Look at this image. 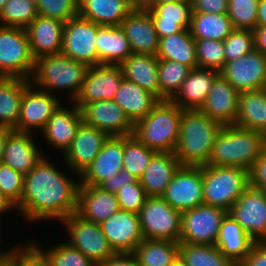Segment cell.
<instances>
[{
  "mask_svg": "<svg viewBox=\"0 0 266 266\" xmlns=\"http://www.w3.org/2000/svg\"><path fill=\"white\" fill-rule=\"evenodd\" d=\"M49 154L52 153L24 175L23 195L15 207L28 225L45 224L49 220L60 224L77 210L80 175L72 172L64 162L65 168H61L66 170L58 168L57 159L52 161Z\"/></svg>",
  "mask_w": 266,
  "mask_h": 266,
  "instance_id": "obj_1",
  "label": "cell"
},
{
  "mask_svg": "<svg viewBox=\"0 0 266 266\" xmlns=\"http://www.w3.org/2000/svg\"><path fill=\"white\" fill-rule=\"evenodd\" d=\"M88 68L87 64L62 53L44 55L35 60L30 82L59 98L67 94L64 97L69 103L73 102L78 95Z\"/></svg>",
  "mask_w": 266,
  "mask_h": 266,
  "instance_id": "obj_2",
  "label": "cell"
},
{
  "mask_svg": "<svg viewBox=\"0 0 266 266\" xmlns=\"http://www.w3.org/2000/svg\"><path fill=\"white\" fill-rule=\"evenodd\" d=\"M222 125L200 110H182L179 139L174 154L181 165L202 166L208 162L215 137Z\"/></svg>",
  "mask_w": 266,
  "mask_h": 266,
  "instance_id": "obj_3",
  "label": "cell"
},
{
  "mask_svg": "<svg viewBox=\"0 0 266 266\" xmlns=\"http://www.w3.org/2000/svg\"><path fill=\"white\" fill-rule=\"evenodd\" d=\"M266 136L235 125L222 126L215 137L207 165L235 166L249 170L261 156Z\"/></svg>",
  "mask_w": 266,
  "mask_h": 266,
  "instance_id": "obj_4",
  "label": "cell"
},
{
  "mask_svg": "<svg viewBox=\"0 0 266 266\" xmlns=\"http://www.w3.org/2000/svg\"><path fill=\"white\" fill-rule=\"evenodd\" d=\"M182 109L171 100L159 101L134 125L133 135L156 152H174L179 139Z\"/></svg>",
  "mask_w": 266,
  "mask_h": 266,
  "instance_id": "obj_5",
  "label": "cell"
},
{
  "mask_svg": "<svg viewBox=\"0 0 266 266\" xmlns=\"http://www.w3.org/2000/svg\"><path fill=\"white\" fill-rule=\"evenodd\" d=\"M203 204L229 211L249 186L248 170L235 166L202 165Z\"/></svg>",
  "mask_w": 266,
  "mask_h": 266,
  "instance_id": "obj_6",
  "label": "cell"
},
{
  "mask_svg": "<svg viewBox=\"0 0 266 266\" xmlns=\"http://www.w3.org/2000/svg\"><path fill=\"white\" fill-rule=\"evenodd\" d=\"M34 67L26 30L0 25V75L30 80Z\"/></svg>",
  "mask_w": 266,
  "mask_h": 266,
  "instance_id": "obj_7",
  "label": "cell"
},
{
  "mask_svg": "<svg viewBox=\"0 0 266 266\" xmlns=\"http://www.w3.org/2000/svg\"><path fill=\"white\" fill-rule=\"evenodd\" d=\"M65 234L62 237L67 243L81 251L96 265L115 252L103 234L100 224L86 221L76 213L66 217L61 222Z\"/></svg>",
  "mask_w": 266,
  "mask_h": 266,
  "instance_id": "obj_8",
  "label": "cell"
},
{
  "mask_svg": "<svg viewBox=\"0 0 266 266\" xmlns=\"http://www.w3.org/2000/svg\"><path fill=\"white\" fill-rule=\"evenodd\" d=\"M181 214L162 197L148 196L138 214L143 238L179 242Z\"/></svg>",
  "mask_w": 266,
  "mask_h": 266,
  "instance_id": "obj_9",
  "label": "cell"
},
{
  "mask_svg": "<svg viewBox=\"0 0 266 266\" xmlns=\"http://www.w3.org/2000/svg\"><path fill=\"white\" fill-rule=\"evenodd\" d=\"M227 213L225 209L205 204L182 212L179 243L215 245Z\"/></svg>",
  "mask_w": 266,
  "mask_h": 266,
  "instance_id": "obj_10",
  "label": "cell"
},
{
  "mask_svg": "<svg viewBox=\"0 0 266 266\" xmlns=\"http://www.w3.org/2000/svg\"><path fill=\"white\" fill-rule=\"evenodd\" d=\"M62 99L63 97L59 98L30 83L24 90L18 123L13 130L34 134L40 133L49 118L63 103Z\"/></svg>",
  "mask_w": 266,
  "mask_h": 266,
  "instance_id": "obj_11",
  "label": "cell"
},
{
  "mask_svg": "<svg viewBox=\"0 0 266 266\" xmlns=\"http://www.w3.org/2000/svg\"><path fill=\"white\" fill-rule=\"evenodd\" d=\"M99 27L79 15L64 22L61 53L88 66L98 65L95 39Z\"/></svg>",
  "mask_w": 266,
  "mask_h": 266,
  "instance_id": "obj_12",
  "label": "cell"
},
{
  "mask_svg": "<svg viewBox=\"0 0 266 266\" xmlns=\"http://www.w3.org/2000/svg\"><path fill=\"white\" fill-rule=\"evenodd\" d=\"M228 214L255 242H266L265 191L249 185L230 207Z\"/></svg>",
  "mask_w": 266,
  "mask_h": 266,
  "instance_id": "obj_13",
  "label": "cell"
},
{
  "mask_svg": "<svg viewBox=\"0 0 266 266\" xmlns=\"http://www.w3.org/2000/svg\"><path fill=\"white\" fill-rule=\"evenodd\" d=\"M203 192L202 166L181 165L161 197L182 213L202 205Z\"/></svg>",
  "mask_w": 266,
  "mask_h": 266,
  "instance_id": "obj_14",
  "label": "cell"
},
{
  "mask_svg": "<svg viewBox=\"0 0 266 266\" xmlns=\"http://www.w3.org/2000/svg\"><path fill=\"white\" fill-rule=\"evenodd\" d=\"M220 75L239 93L266 88V55L254 48L245 56L226 62Z\"/></svg>",
  "mask_w": 266,
  "mask_h": 266,
  "instance_id": "obj_15",
  "label": "cell"
},
{
  "mask_svg": "<svg viewBox=\"0 0 266 266\" xmlns=\"http://www.w3.org/2000/svg\"><path fill=\"white\" fill-rule=\"evenodd\" d=\"M65 104L64 101L57 108L49 118L44 129L38 134L44 140H40V142L45 143V146H50L54 151L52 156L55 154V151H57L58 156L64 154L76 136L80 124L83 122L81 110L73 102H69L70 105L68 103Z\"/></svg>",
  "mask_w": 266,
  "mask_h": 266,
  "instance_id": "obj_16",
  "label": "cell"
},
{
  "mask_svg": "<svg viewBox=\"0 0 266 266\" xmlns=\"http://www.w3.org/2000/svg\"><path fill=\"white\" fill-rule=\"evenodd\" d=\"M123 79L119 65L89 66L73 103L80 109L94 101L113 100Z\"/></svg>",
  "mask_w": 266,
  "mask_h": 266,
  "instance_id": "obj_17",
  "label": "cell"
},
{
  "mask_svg": "<svg viewBox=\"0 0 266 266\" xmlns=\"http://www.w3.org/2000/svg\"><path fill=\"white\" fill-rule=\"evenodd\" d=\"M80 110L85 124L104 131L108 136H131L134 133V124L113 100L84 104Z\"/></svg>",
  "mask_w": 266,
  "mask_h": 266,
  "instance_id": "obj_18",
  "label": "cell"
},
{
  "mask_svg": "<svg viewBox=\"0 0 266 266\" xmlns=\"http://www.w3.org/2000/svg\"><path fill=\"white\" fill-rule=\"evenodd\" d=\"M38 137V134L12 129L5 141L2 163L23 175L29 173L48 153L41 150Z\"/></svg>",
  "mask_w": 266,
  "mask_h": 266,
  "instance_id": "obj_19",
  "label": "cell"
},
{
  "mask_svg": "<svg viewBox=\"0 0 266 266\" xmlns=\"http://www.w3.org/2000/svg\"><path fill=\"white\" fill-rule=\"evenodd\" d=\"M108 135L82 122L61 161L72 171L81 175L100 152Z\"/></svg>",
  "mask_w": 266,
  "mask_h": 266,
  "instance_id": "obj_20",
  "label": "cell"
},
{
  "mask_svg": "<svg viewBox=\"0 0 266 266\" xmlns=\"http://www.w3.org/2000/svg\"><path fill=\"white\" fill-rule=\"evenodd\" d=\"M143 6L151 15L159 39L190 27L191 0L147 1Z\"/></svg>",
  "mask_w": 266,
  "mask_h": 266,
  "instance_id": "obj_21",
  "label": "cell"
},
{
  "mask_svg": "<svg viewBox=\"0 0 266 266\" xmlns=\"http://www.w3.org/2000/svg\"><path fill=\"white\" fill-rule=\"evenodd\" d=\"M100 226L114 252H134L144 239L139 215L133 212L119 210Z\"/></svg>",
  "mask_w": 266,
  "mask_h": 266,
  "instance_id": "obj_22",
  "label": "cell"
},
{
  "mask_svg": "<svg viewBox=\"0 0 266 266\" xmlns=\"http://www.w3.org/2000/svg\"><path fill=\"white\" fill-rule=\"evenodd\" d=\"M123 168V136H109L92 163L80 175V185L107 182Z\"/></svg>",
  "mask_w": 266,
  "mask_h": 266,
  "instance_id": "obj_23",
  "label": "cell"
},
{
  "mask_svg": "<svg viewBox=\"0 0 266 266\" xmlns=\"http://www.w3.org/2000/svg\"><path fill=\"white\" fill-rule=\"evenodd\" d=\"M120 26L129 40L132 53L157 54L159 38L151 15L144 6H136Z\"/></svg>",
  "mask_w": 266,
  "mask_h": 266,
  "instance_id": "obj_24",
  "label": "cell"
},
{
  "mask_svg": "<svg viewBox=\"0 0 266 266\" xmlns=\"http://www.w3.org/2000/svg\"><path fill=\"white\" fill-rule=\"evenodd\" d=\"M238 98L239 92L219 75L199 110L222 126L234 125L237 118Z\"/></svg>",
  "mask_w": 266,
  "mask_h": 266,
  "instance_id": "obj_25",
  "label": "cell"
},
{
  "mask_svg": "<svg viewBox=\"0 0 266 266\" xmlns=\"http://www.w3.org/2000/svg\"><path fill=\"white\" fill-rule=\"evenodd\" d=\"M120 210L117 196L96 185H79L76 214L97 224Z\"/></svg>",
  "mask_w": 266,
  "mask_h": 266,
  "instance_id": "obj_26",
  "label": "cell"
},
{
  "mask_svg": "<svg viewBox=\"0 0 266 266\" xmlns=\"http://www.w3.org/2000/svg\"><path fill=\"white\" fill-rule=\"evenodd\" d=\"M64 22L37 15L26 28L33 58L61 53Z\"/></svg>",
  "mask_w": 266,
  "mask_h": 266,
  "instance_id": "obj_27",
  "label": "cell"
},
{
  "mask_svg": "<svg viewBox=\"0 0 266 266\" xmlns=\"http://www.w3.org/2000/svg\"><path fill=\"white\" fill-rule=\"evenodd\" d=\"M219 75L220 72L212 69H192L171 101L182 110H199Z\"/></svg>",
  "mask_w": 266,
  "mask_h": 266,
  "instance_id": "obj_28",
  "label": "cell"
},
{
  "mask_svg": "<svg viewBox=\"0 0 266 266\" xmlns=\"http://www.w3.org/2000/svg\"><path fill=\"white\" fill-rule=\"evenodd\" d=\"M136 6L132 0H78V15L99 26H120Z\"/></svg>",
  "mask_w": 266,
  "mask_h": 266,
  "instance_id": "obj_29",
  "label": "cell"
},
{
  "mask_svg": "<svg viewBox=\"0 0 266 266\" xmlns=\"http://www.w3.org/2000/svg\"><path fill=\"white\" fill-rule=\"evenodd\" d=\"M180 166L174 152H157L139 179L147 196L161 197Z\"/></svg>",
  "mask_w": 266,
  "mask_h": 266,
  "instance_id": "obj_30",
  "label": "cell"
},
{
  "mask_svg": "<svg viewBox=\"0 0 266 266\" xmlns=\"http://www.w3.org/2000/svg\"><path fill=\"white\" fill-rule=\"evenodd\" d=\"M119 66L124 79L138 84L160 101L156 55L132 53Z\"/></svg>",
  "mask_w": 266,
  "mask_h": 266,
  "instance_id": "obj_31",
  "label": "cell"
},
{
  "mask_svg": "<svg viewBox=\"0 0 266 266\" xmlns=\"http://www.w3.org/2000/svg\"><path fill=\"white\" fill-rule=\"evenodd\" d=\"M95 43L98 65H120L132 54L129 40L121 26H100Z\"/></svg>",
  "mask_w": 266,
  "mask_h": 266,
  "instance_id": "obj_32",
  "label": "cell"
},
{
  "mask_svg": "<svg viewBox=\"0 0 266 266\" xmlns=\"http://www.w3.org/2000/svg\"><path fill=\"white\" fill-rule=\"evenodd\" d=\"M255 241L227 213L222 220L215 246L237 266L245 259Z\"/></svg>",
  "mask_w": 266,
  "mask_h": 266,
  "instance_id": "obj_33",
  "label": "cell"
},
{
  "mask_svg": "<svg viewBox=\"0 0 266 266\" xmlns=\"http://www.w3.org/2000/svg\"><path fill=\"white\" fill-rule=\"evenodd\" d=\"M234 125L266 136V88L239 93Z\"/></svg>",
  "mask_w": 266,
  "mask_h": 266,
  "instance_id": "obj_34",
  "label": "cell"
},
{
  "mask_svg": "<svg viewBox=\"0 0 266 266\" xmlns=\"http://www.w3.org/2000/svg\"><path fill=\"white\" fill-rule=\"evenodd\" d=\"M135 125L145 117L159 100L138 84L123 79L114 99Z\"/></svg>",
  "mask_w": 266,
  "mask_h": 266,
  "instance_id": "obj_35",
  "label": "cell"
},
{
  "mask_svg": "<svg viewBox=\"0 0 266 266\" xmlns=\"http://www.w3.org/2000/svg\"><path fill=\"white\" fill-rule=\"evenodd\" d=\"M29 79L0 75V126L14 129L18 123L24 90Z\"/></svg>",
  "mask_w": 266,
  "mask_h": 266,
  "instance_id": "obj_36",
  "label": "cell"
},
{
  "mask_svg": "<svg viewBox=\"0 0 266 266\" xmlns=\"http://www.w3.org/2000/svg\"><path fill=\"white\" fill-rule=\"evenodd\" d=\"M156 57L177 61L191 69L197 68L195 39L191 36L189 29L160 38Z\"/></svg>",
  "mask_w": 266,
  "mask_h": 266,
  "instance_id": "obj_37",
  "label": "cell"
},
{
  "mask_svg": "<svg viewBox=\"0 0 266 266\" xmlns=\"http://www.w3.org/2000/svg\"><path fill=\"white\" fill-rule=\"evenodd\" d=\"M233 30L227 13H192L189 32L194 39L224 41Z\"/></svg>",
  "mask_w": 266,
  "mask_h": 266,
  "instance_id": "obj_38",
  "label": "cell"
},
{
  "mask_svg": "<svg viewBox=\"0 0 266 266\" xmlns=\"http://www.w3.org/2000/svg\"><path fill=\"white\" fill-rule=\"evenodd\" d=\"M179 242L143 239L135 248L139 266H171L179 255Z\"/></svg>",
  "mask_w": 266,
  "mask_h": 266,
  "instance_id": "obj_39",
  "label": "cell"
},
{
  "mask_svg": "<svg viewBox=\"0 0 266 266\" xmlns=\"http://www.w3.org/2000/svg\"><path fill=\"white\" fill-rule=\"evenodd\" d=\"M32 239L29 241L46 257L51 266H97L92 260L64 239L58 243L54 241L53 245L46 248L36 239L35 241Z\"/></svg>",
  "mask_w": 266,
  "mask_h": 266,
  "instance_id": "obj_40",
  "label": "cell"
},
{
  "mask_svg": "<svg viewBox=\"0 0 266 266\" xmlns=\"http://www.w3.org/2000/svg\"><path fill=\"white\" fill-rule=\"evenodd\" d=\"M192 69L177 61L158 59L160 101L171 100Z\"/></svg>",
  "mask_w": 266,
  "mask_h": 266,
  "instance_id": "obj_41",
  "label": "cell"
},
{
  "mask_svg": "<svg viewBox=\"0 0 266 266\" xmlns=\"http://www.w3.org/2000/svg\"><path fill=\"white\" fill-rule=\"evenodd\" d=\"M179 255L189 266H237L215 245L180 243Z\"/></svg>",
  "mask_w": 266,
  "mask_h": 266,
  "instance_id": "obj_42",
  "label": "cell"
},
{
  "mask_svg": "<svg viewBox=\"0 0 266 266\" xmlns=\"http://www.w3.org/2000/svg\"><path fill=\"white\" fill-rule=\"evenodd\" d=\"M156 153L134 135L123 136V169L138 180Z\"/></svg>",
  "mask_w": 266,
  "mask_h": 266,
  "instance_id": "obj_43",
  "label": "cell"
},
{
  "mask_svg": "<svg viewBox=\"0 0 266 266\" xmlns=\"http://www.w3.org/2000/svg\"><path fill=\"white\" fill-rule=\"evenodd\" d=\"M37 15L36 5L30 0H9L0 12V25L25 29Z\"/></svg>",
  "mask_w": 266,
  "mask_h": 266,
  "instance_id": "obj_44",
  "label": "cell"
},
{
  "mask_svg": "<svg viewBox=\"0 0 266 266\" xmlns=\"http://www.w3.org/2000/svg\"><path fill=\"white\" fill-rule=\"evenodd\" d=\"M197 64L200 68L220 72L225 63L224 42L209 39H195Z\"/></svg>",
  "mask_w": 266,
  "mask_h": 266,
  "instance_id": "obj_45",
  "label": "cell"
},
{
  "mask_svg": "<svg viewBox=\"0 0 266 266\" xmlns=\"http://www.w3.org/2000/svg\"><path fill=\"white\" fill-rule=\"evenodd\" d=\"M259 0H228V16L234 29L253 30L257 22Z\"/></svg>",
  "mask_w": 266,
  "mask_h": 266,
  "instance_id": "obj_46",
  "label": "cell"
},
{
  "mask_svg": "<svg viewBox=\"0 0 266 266\" xmlns=\"http://www.w3.org/2000/svg\"><path fill=\"white\" fill-rule=\"evenodd\" d=\"M226 62L237 60L255 48L253 30L234 29L223 41Z\"/></svg>",
  "mask_w": 266,
  "mask_h": 266,
  "instance_id": "obj_47",
  "label": "cell"
},
{
  "mask_svg": "<svg viewBox=\"0 0 266 266\" xmlns=\"http://www.w3.org/2000/svg\"><path fill=\"white\" fill-rule=\"evenodd\" d=\"M37 14L67 22L78 15V0H38Z\"/></svg>",
  "mask_w": 266,
  "mask_h": 266,
  "instance_id": "obj_48",
  "label": "cell"
},
{
  "mask_svg": "<svg viewBox=\"0 0 266 266\" xmlns=\"http://www.w3.org/2000/svg\"><path fill=\"white\" fill-rule=\"evenodd\" d=\"M24 175L0 163V191L16 206L23 195Z\"/></svg>",
  "mask_w": 266,
  "mask_h": 266,
  "instance_id": "obj_49",
  "label": "cell"
},
{
  "mask_svg": "<svg viewBox=\"0 0 266 266\" xmlns=\"http://www.w3.org/2000/svg\"><path fill=\"white\" fill-rule=\"evenodd\" d=\"M116 196L120 210L136 214H139L148 197L138 179L135 182L123 185Z\"/></svg>",
  "mask_w": 266,
  "mask_h": 266,
  "instance_id": "obj_50",
  "label": "cell"
},
{
  "mask_svg": "<svg viewBox=\"0 0 266 266\" xmlns=\"http://www.w3.org/2000/svg\"><path fill=\"white\" fill-rule=\"evenodd\" d=\"M17 244L18 266H51L46 257L29 241Z\"/></svg>",
  "mask_w": 266,
  "mask_h": 266,
  "instance_id": "obj_51",
  "label": "cell"
},
{
  "mask_svg": "<svg viewBox=\"0 0 266 266\" xmlns=\"http://www.w3.org/2000/svg\"><path fill=\"white\" fill-rule=\"evenodd\" d=\"M249 185L266 192V142L261 156L248 170Z\"/></svg>",
  "mask_w": 266,
  "mask_h": 266,
  "instance_id": "obj_52",
  "label": "cell"
},
{
  "mask_svg": "<svg viewBox=\"0 0 266 266\" xmlns=\"http://www.w3.org/2000/svg\"><path fill=\"white\" fill-rule=\"evenodd\" d=\"M192 12L224 14L228 12V0H191Z\"/></svg>",
  "mask_w": 266,
  "mask_h": 266,
  "instance_id": "obj_53",
  "label": "cell"
},
{
  "mask_svg": "<svg viewBox=\"0 0 266 266\" xmlns=\"http://www.w3.org/2000/svg\"><path fill=\"white\" fill-rule=\"evenodd\" d=\"M136 180L137 178L129 174L126 169L122 168V170L118 174H115L112 179L107 182L100 183L98 187L103 191L116 194L123 185L135 182Z\"/></svg>",
  "mask_w": 266,
  "mask_h": 266,
  "instance_id": "obj_54",
  "label": "cell"
},
{
  "mask_svg": "<svg viewBox=\"0 0 266 266\" xmlns=\"http://www.w3.org/2000/svg\"><path fill=\"white\" fill-rule=\"evenodd\" d=\"M238 266H266V242H255Z\"/></svg>",
  "mask_w": 266,
  "mask_h": 266,
  "instance_id": "obj_55",
  "label": "cell"
},
{
  "mask_svg": "<svg viewBox=\"0 0 266 266\" xmlns=\"http://www.w3.org/2000/svg\"><path fill=\"white\" fill-rule=\"evenodd\" d=\"M97 266H139L133 252H115Z\"/></svg>",
  "mask_w": 266,
  "mask_h": 266,
  "instance_id": "obj_56",
  "label": "cell"
},
{
  "mask_svg": "<svg viewBox=\"0 0 266 266\" xmlns=\"http://www.w3.org/2000/svg\"><path fill=\"white\" fill-rule=\"evenodd\" d=\"M0 266H18L17 265V243L11 247L7 245L6 249H0Z\"/></svg>",
  "mask_w": 266,
  "mask_h": 266,
  "instance_id": "obj_57",
  "label": "cell"
},
{
  "mask_svg": "<svg viewBox=\"0 0 266 266\" xmlns=\"http://www.w3.org/2000/svg\"><path fill=\"white\" fill-rule=\"evenodd\" d=\"M253 33L255 49L266 55V26H256Z\"/></svg>",
  "mask_w": 266,
  "mask_h": 266,
  "instance_id": "obj_58",
  "label": "cell"
},
{
  "mask_svg": "<svg viewBox=\"0 0 266 266\" xmlns=\"http://www.w3.org/2000/svg\"><path fill=\"white\" fill-rule=\"evenodd\" d=\"M10 212H16V207L5 197V195L0 191V235L3 233L2 232V225L4 223V220H7L3 217H5V215H8ZM4 215V216H3ZM3 216V217H2ZM3 222V223H1Z\"/></svg>",
  "mask_w": 266,
  "mask_h": 266,
  "instance_id": "obj_59",
  "label": "cell"
},
{
  "mask_svg": "<svg viewBox=\"0 0 266 266\" xmlns=\"http://www.w3.org/2000/svg\"><path fill=\"white\" fill-rule=\"evenodd\" d=\"M256 26H266V0H259Z\"/></svg>",
  "mask_w": 266,
  "mask_h": 266,
  "instance_id": "obj_60",
  "label": "cell"
},
{
  "mask_svg": "<svg viewBox=\"0 0 266 266\" xmlns=\"http://www.w3.org/2000/svg\"><path fill=\"white\" fill-rule=\"evenodd\" d=\"M11 130V128L0 126V163H2L5 141Z\"/></svg>",
  "mask_w": 266,
  "mask_h": 266,
  "instance_id": "obj_61",
  "label": "cell"
},
{
  "mask_svg": "<svg viewBox=\"0 0 266 266\" xmlns=\"http://www.w3.org/2000/svg\"><path fill=\"white\" fill-rule=\"evenodd\" d=\"M171 266H189V265L180 255H178L177 258L173 261Z\"/></svg>",
  "mask_w": 266,
  "mask_h": 266,
  "instance_id": "obj_62",
  "label": "cell"
},
{
  "mask_svg": "<svg viewBox=\"0 0 266 266\" xmlns=\"http://www.w3.org/2000/svg\"><path fill=\"white\" fill-rule=\"evenodd\" d=\"M137 6H143L148 0H132Z\"/></svg>",
  "mask_w": 266,
  "mask_h": 266,
  "instance_id": "obj_63",
  "label": "cell"
},
{
  "mask_svg": "<svg viewBox=\"0 0 266 266\" xmlns=\"http://www.w3.org/2000/svg\"><path fill=\"white\" fill-rule=\"evenodd\" d=\"M9 0H0V12L3 10L5 4L8 2Z\"/></svg>",
  "mask_w": 266,
  "mask_h": 266,
  "instance_id": "obj_64",
  "label": "cell"
},
{
  "mask_svg": "<svg viewBox=\"0 0 266 266\" xmlns=\"http://www.w3.org/2000/svg\"><path fill=\"white\" fill-rule=\"evenodd\" d=\"M148 1H179V0H148Z\"/></svg>",
  "mask_w": 266,
  "mask_h": 266,
  "instance_id": "obj_65",
  "label": "cell"
},
{
  "mask_svg": "<svg viewBox=\"0 0 266 266\" xmlns=\"http://www.w3.org/2000/svg\"><path fill=\"white\" fill-rule=\"evenodd\" d=\"M32 3H34L35 5H37L38 0H30Z\"/></svg>",
  "mask_w": 266,
  "mask_h": 266,
  "instance_id": "obj_66",
  "label": "cell"
}]
</instances>
